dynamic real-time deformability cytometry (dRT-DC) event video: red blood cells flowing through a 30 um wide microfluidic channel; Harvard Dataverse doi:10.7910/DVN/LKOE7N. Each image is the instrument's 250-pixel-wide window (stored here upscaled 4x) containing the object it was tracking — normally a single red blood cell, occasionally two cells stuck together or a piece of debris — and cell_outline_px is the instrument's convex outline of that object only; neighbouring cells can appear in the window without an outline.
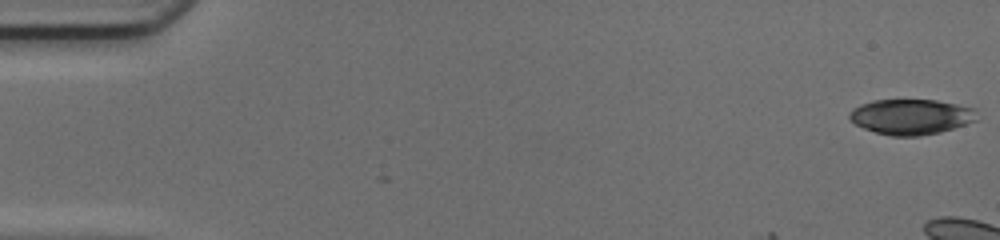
{"species": "common noctule bat (a hibernating species)", "species_latin": "Nyctalus noctula", "temperature_condition": "cold", "stored_images_in_passage": 3, "camera_frame_rate_fps": 3000, "um_per_image_px": 0.085, "animal": {"sex": "female", "body_mass_g": 17.0, "forearm_length_mm": 48.0}, "frame": {"image": 1, "passage_image": 1, "time_ms": 0.0, "image_size_px": [1000, 240], "cell_outline_px": [[976, 120], [940, 132], [916, 136], [892, 136], [876, 132], [864, 128], [856, 124], [848, 116], [848, 112], [852, 108], [860, 104], [872, 100], [936, 100], [976, 108]], "centroid_in_image_um": [77.41, 9.91], "position_along_channel_um": 7.6, "area_um2": 26.13}}